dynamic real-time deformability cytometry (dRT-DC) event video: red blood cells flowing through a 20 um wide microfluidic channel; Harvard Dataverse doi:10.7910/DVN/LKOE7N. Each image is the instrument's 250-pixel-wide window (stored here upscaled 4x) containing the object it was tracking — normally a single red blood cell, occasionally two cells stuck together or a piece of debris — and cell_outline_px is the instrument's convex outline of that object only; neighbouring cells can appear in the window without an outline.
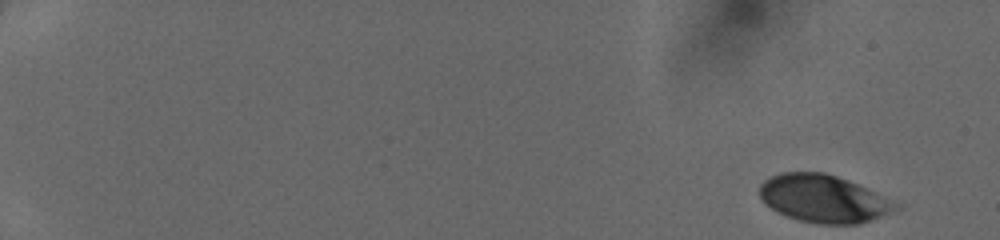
{"species": "human", "species_latin": "Homo sapiens", "temperature_condition": "cold", "stored_images_in_passage": 48, "camera_frame_rate_fps": 3000, "um_per_image_px": 0.085, "donor": {"sex": "female"}, "frame": {"image": 1, "passage_image": 1, "time_ms": 0.0, "image_size_px": [1000, 240], "cell_outline_px": [[904, 208], [860, 224], [820, 224], [800, 220], [776, 212], [764, 204], [760, 196], [760, 184], [764, 180], [772, 176], [784, 172], [824, 172], [848, 180], [904, 204]], "centroid_in_image_um": [70.07, 16.9], "position_along_channel_um": 14.9, "area_um2": 38.21}}
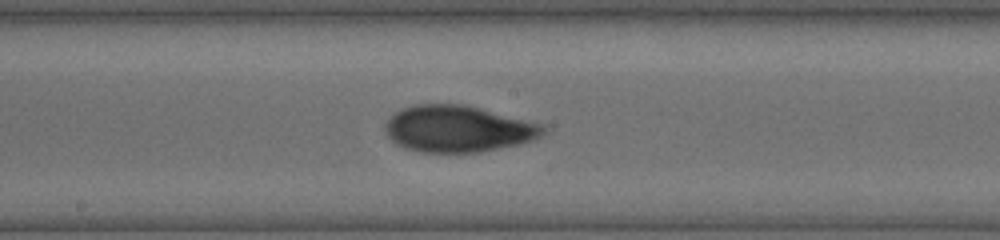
{"frame": {"image": 2, "passage_image": 28, "time_ms": 9.0, "image_size_px": [1000, 240], "cell_outline_px": [[548, 132], [536, 140], [520, 144], [480, 152], [420, 152], [404, 148], [396, 144], [388, 136], [384, 128], [384, 124], [396, 112], [404, 108], [416, 104], [464, 104], [544, 124], [548, 128]], "centroid_in_image_um": [38.99, 10.96], "position_along_channel_um": 209.2, "area_um2": 43.18}}
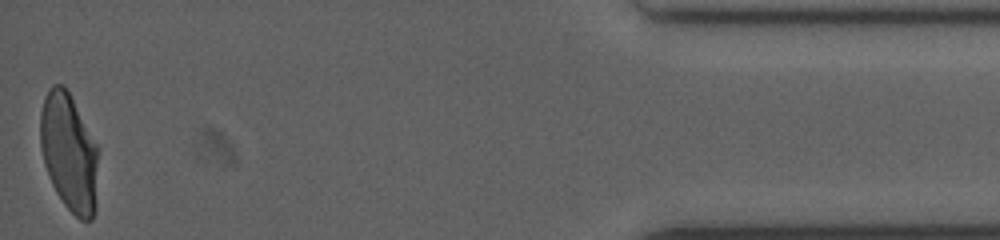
{"frame": {"image": 3, "passage_image": 48, "time_ms": 15.667, "image_size_px": [1000, 240], "cell_outline_px": [[100, 148], [96, 208], [92, 220], [80, 220], [64, 204], [56, 192], [52, 184], [44, 164], [40, 148], [40, 112], [44, 96], [48, 88], [52, 84], [64, 84]], "centroid_in_image_um": [5.9, 12.95], "position_along_channel_um": 429.3, "area_um2": 40.75}}